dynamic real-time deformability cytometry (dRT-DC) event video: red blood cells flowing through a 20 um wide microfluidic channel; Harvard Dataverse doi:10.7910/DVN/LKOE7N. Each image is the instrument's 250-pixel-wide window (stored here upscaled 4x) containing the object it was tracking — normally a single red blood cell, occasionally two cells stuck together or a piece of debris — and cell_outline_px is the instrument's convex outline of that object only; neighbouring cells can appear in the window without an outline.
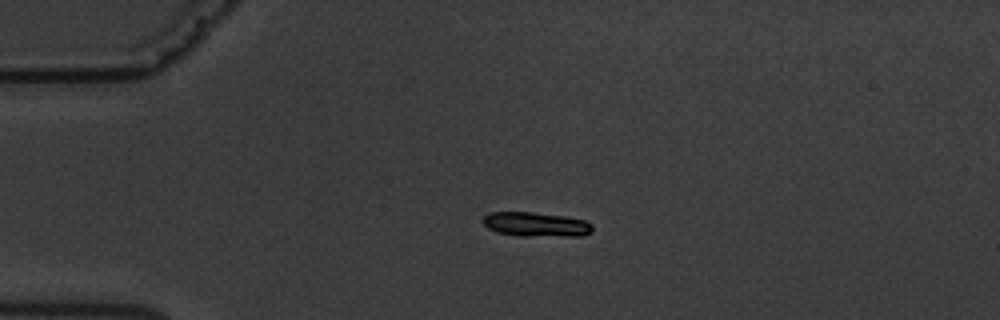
{"species": "common noctule bat (a hibernating species)", "species_latin": "Nyctalus noctula", "temperature_condition": "warm", "stored_images_in_passage": 4, "camera_frame_rate_fps": 3000, "um_per_image_px": 0.085, "animal": {"sex": "male", "body_mass_g": 19.5, "forearm_length_mm": 54.6}, "frame": {"image": 1, "passage_image": 3, "time_ms": 2.333, "image_size_px": [1000, 320], "cell_outline_px": [[592, 232], [584, 236], [520, 236], [496, 232], [488, 228], [480, 220], [488, 212], [532, 212], [564, 216], [584, 220], [592, 224]], "centroid_in_image_um": [45.54, 19.08], "position_along_channel_um": 39.5, "area_um2": 15.78}}